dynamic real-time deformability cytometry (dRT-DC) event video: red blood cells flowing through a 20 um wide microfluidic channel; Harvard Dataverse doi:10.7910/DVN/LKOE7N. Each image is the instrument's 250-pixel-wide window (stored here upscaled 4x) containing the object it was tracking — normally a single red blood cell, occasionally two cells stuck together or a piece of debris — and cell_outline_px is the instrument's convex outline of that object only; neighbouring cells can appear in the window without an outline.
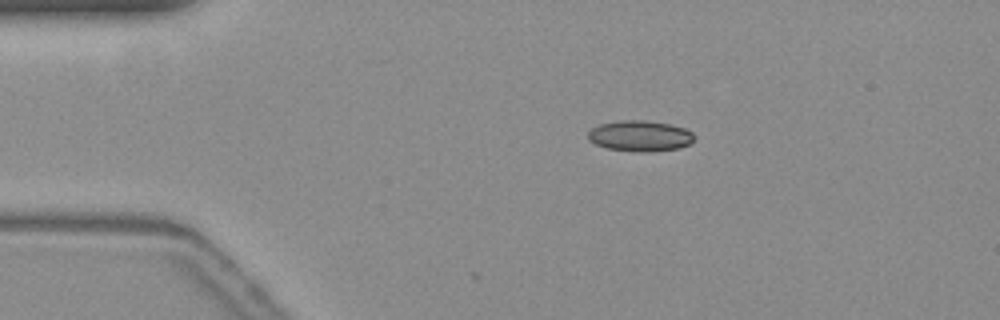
{"species": "common noctule bat (a hibernating species)", "species_latin": "Nyctalus noctula", "temperature_condition": "warm", "stored_images_in_passage": 5, "camera_frame_rate_fps": 3000, "um_per_image_px": 0.085, "animal": {"sex": "female", "body_mass_g": 19.3, "forearm_length_mm": 54.1}, "frame": {"image": 1, "passage_image": 1, "time_ms": 0.0, "image_size_px": [1000, 320], "cell_outline_px": [[692, 140], [688, 144], [680, 148], [648, 152], [636, 152], [608, 148], [596, 144], [588, 140], [588, 132], [592, 128], [600, 124], [620, 120], [644, 120], [668, 124], [684, 128], [692, 132]], "centroid_in_image_um": [54.37, 11.55], "position_along_channel_um": 30.6, "area_um2": 18.9}}